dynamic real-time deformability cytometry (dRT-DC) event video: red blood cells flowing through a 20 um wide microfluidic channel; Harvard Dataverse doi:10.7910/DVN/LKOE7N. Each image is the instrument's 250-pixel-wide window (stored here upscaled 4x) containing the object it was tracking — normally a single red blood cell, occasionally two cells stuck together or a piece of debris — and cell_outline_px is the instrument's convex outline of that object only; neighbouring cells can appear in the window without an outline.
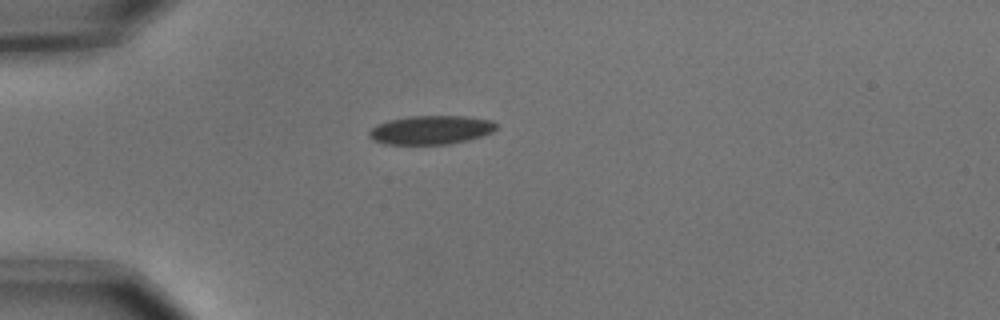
{"species": "common noctule bat (a hibernating species)", "species_latin": "Nyctalus noctula", "temperature_condition": "cold", "stored_images_in_passage": 1, "camera_frame_rate_fps": 3000, "um_per_image_px": 0.085, "animal": {"sex": "male", "body_mass_g": 15.6}, "frame": {"image": 1, "passage_image": 1, "time_ms": 0.0, "image_size_px": [1000, 320], "cell_outline_px": [[496, 128], [492, 132], [480, 136], [448, 144], [384, 144], [372, 140], [368, 136], [368, 132], [376, 124], [388, 120], [408, 116], [468, 116], [492, 120], [496, 124]], "centroid_in_image_um": [36.58, 11.03], "position_along_channel_um": 48.4, "area_um2": 21.33}}